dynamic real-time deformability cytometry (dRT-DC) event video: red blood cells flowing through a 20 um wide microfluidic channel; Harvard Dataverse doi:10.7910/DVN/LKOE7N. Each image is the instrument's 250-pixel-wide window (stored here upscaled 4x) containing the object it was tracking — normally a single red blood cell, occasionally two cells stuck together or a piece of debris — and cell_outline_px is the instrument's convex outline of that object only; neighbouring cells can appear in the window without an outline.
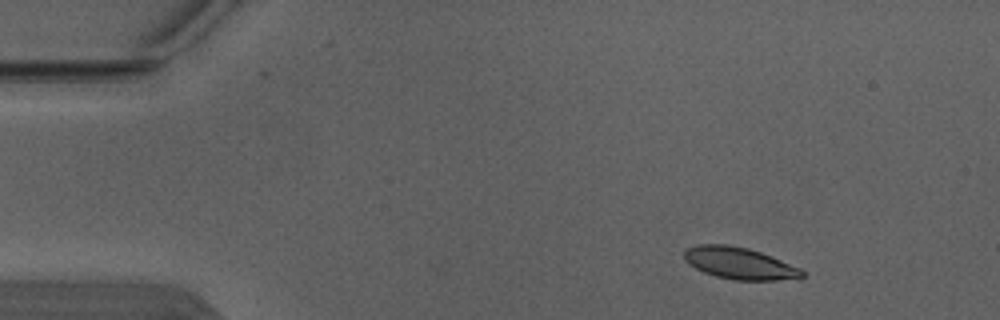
{"species": "Egyptian fruit bat (a non-hibernating species)", "species_latin": "Rousettus aegyptiacus", "temperature_condition": "warm", "stored_images_in_passage": 5, "camera_frame_rate_fps": 3000, "um_per_image_px": 0.085, "animal": {"sex": "male"}, "frame": {"image": 1, "passage_image": 2, "time_ms": 0.333, "image_size_px": [1000, 320], "cell_outline_px": [[804, 276], [776, 280], [732, 280], [716, 276], [704, 272], [696, 268], [684, 260], [684, 252], [688, 248], [696, 244], [724, 244], [748, 248], [760, 252], [800, 268], [804, 272]], "centroid_in_image_um": [62.81, 22.37], "position_along_channel_um": 22.2, "area_um2": 21.56}}